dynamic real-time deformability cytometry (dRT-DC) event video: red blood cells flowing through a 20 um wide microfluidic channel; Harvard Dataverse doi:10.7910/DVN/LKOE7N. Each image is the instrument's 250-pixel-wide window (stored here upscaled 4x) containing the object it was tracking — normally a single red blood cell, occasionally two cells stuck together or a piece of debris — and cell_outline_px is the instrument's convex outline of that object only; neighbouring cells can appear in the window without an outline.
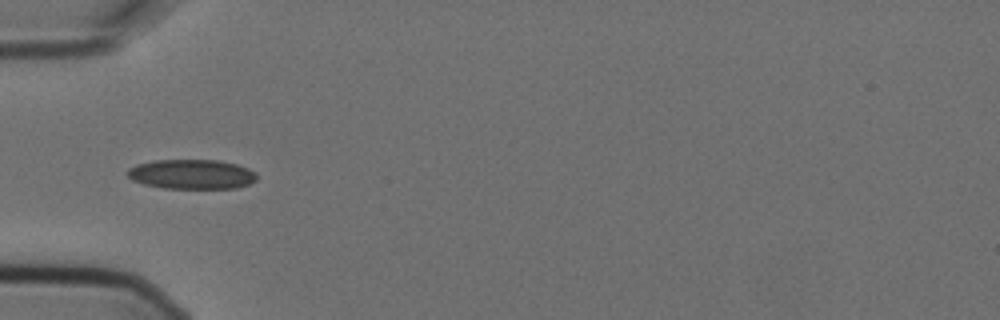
{"species": "Egyptian fruit bat (a non-hibernating species)", "species_latin": "Rousettus aegyptiacus", "temperature_condition": "cold", "stored_images_in_passage": 6, "camera_frame_rate_fps": 3000, "um_per_image_px": 0.085, "animal": {"sex": "female"}, "frame": {"image": 1, "passage_image": 6, "time_ms": 1.667, "image_size_px": [1000, 320], "cell_outline_px": [[256, 180], [248, 184], [236, 188], [164, 188], [144, 184], [132, 180], [124, 172], [128, 168], [136, 164], [156, 160], [220, 160], [236, 164], [248, 168], [256, 172]], "centroid_in_image_um": [16.27, 14.8], "position_along_channel_um": 68.7, "area_um2": 22.43}}